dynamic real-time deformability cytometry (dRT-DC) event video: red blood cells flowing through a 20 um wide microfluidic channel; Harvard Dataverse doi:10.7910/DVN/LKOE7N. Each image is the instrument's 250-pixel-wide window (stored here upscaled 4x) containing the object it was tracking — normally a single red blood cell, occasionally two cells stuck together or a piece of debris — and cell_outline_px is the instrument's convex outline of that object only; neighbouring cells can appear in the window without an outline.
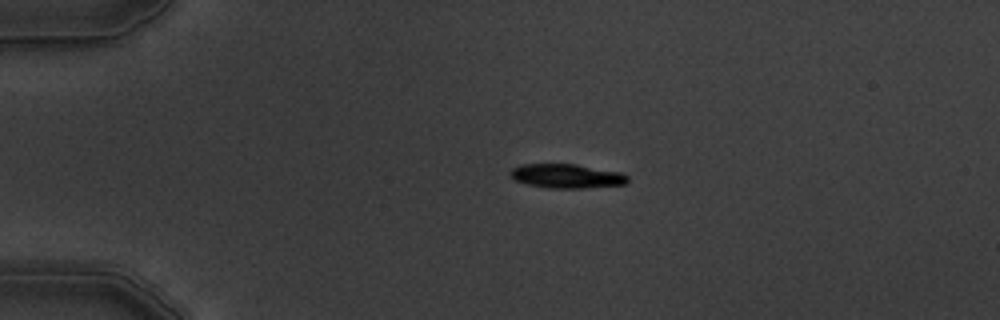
{"species": "common noctule bat (a hibernating species)", "species_latin": "Nyctalus noctula", "temperature_condition": "warm", "stored_images_in_passage": 4, "camera_frame_rate_fps": 3000, "um_per_image_px": 0.085, "animal": {"sex": "male", "body_mass_g": 19.5, "forearm_length_mm": 54.6}, "frame": {"image": 1, "passage_image": 3, "time_ms": 2.333, "image_size_px": [1000, 320], "cell_outline_px": [[628, 180], [624, 184], [580, 188], [548, 188], [528, 184], [512, 180], [508, 176], [508, 172], [512, 168], [520, 164], [576, 164], [624, 172], [628, 176]], "centroid_in_image_um": [48.12, 14.95], "position_along_channel_um": 36.9, "area_um2": 16.76}}